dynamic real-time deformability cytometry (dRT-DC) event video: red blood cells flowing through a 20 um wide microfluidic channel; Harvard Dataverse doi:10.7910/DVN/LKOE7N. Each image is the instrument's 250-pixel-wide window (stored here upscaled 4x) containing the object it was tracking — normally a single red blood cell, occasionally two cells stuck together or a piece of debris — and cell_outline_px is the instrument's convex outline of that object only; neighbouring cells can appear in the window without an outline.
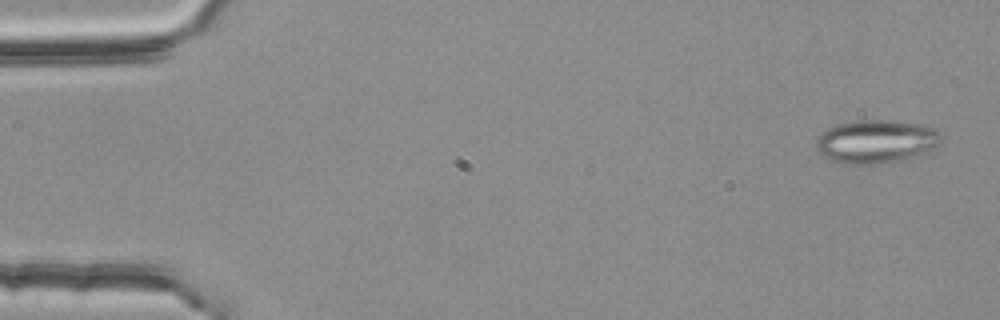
{"species": "common noctule bat (a hibernating species)", "species_latin": "Nyctalus noctula", "temperature_condition": "room temperature", "stored_images_in_passage": 4, "camera_frame_rate_fps": 3000, "um_per_image_px": 0.085, "animal": {"sex": "female", "body_mass_g": 25.1}, "frame": {"image": 1, "passage_image": 1, "time_ms": 0.0, "image_size_px": [1000, 320], "cell_outline_px": [[944, 136], [940, 144], [924, 156], [876, 164], [848, 164], [832, 160], [816, 152], [816, 136], [828, 128], [836, 124], [856, 120], [896, 120], [928, 124]], "centroid_in_image_um": [74.54, 12.02], "position_along_channel_um": 10.5, "area_um2": 32.54}}
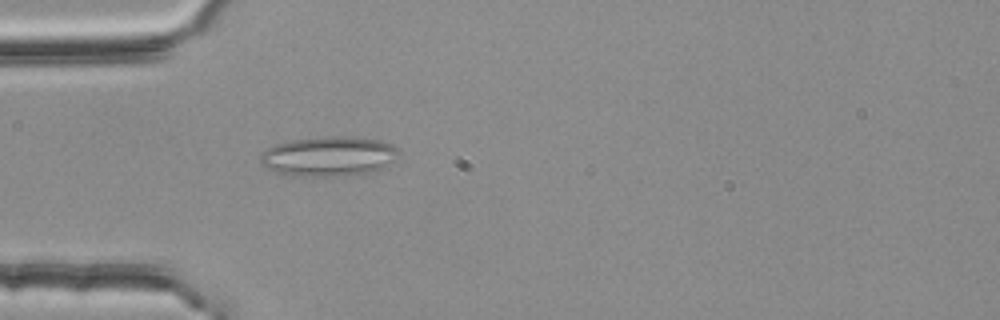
{"frame": {"image": 2, "passage_image": 4, "time_ms": 1.0, "image_size_px": [1000, 320], "cell_outline_px": [[400, 152], [388, 164], [372, 172], [344, 176], [292, 176], [268, 168], [260, 164], [260, 152], [276, 144], [292, 140], [328, 136], [348, 136], [380, 140], [392, 144]], "centroid_in_image_um": [27.93, 13.28], "position_along_channel_um": 57.1, "area_um2": 32.02}}